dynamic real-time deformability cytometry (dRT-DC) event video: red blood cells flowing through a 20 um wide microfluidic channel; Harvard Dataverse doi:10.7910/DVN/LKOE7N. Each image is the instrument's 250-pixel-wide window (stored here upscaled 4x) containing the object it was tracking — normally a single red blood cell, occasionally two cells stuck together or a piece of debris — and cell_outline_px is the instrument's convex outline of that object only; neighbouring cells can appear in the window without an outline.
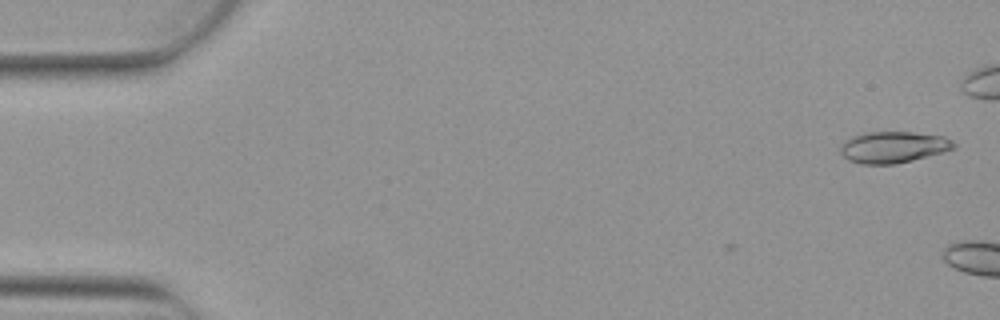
{"species": "Egyptian fruit bat (a non-hibernating species)", "species_latin": "Rousettus aegyptiacus", "temperature_condition": "warm", "stored_images_in_passage": 2, "camera_frame_rate_fps": 3000, "um_per_image_px": 0.085, "animal": {"sex": "female"}, "frame": {"image": 1, "passage_image": 2, "time_ms": 0.333, "image_size_px": [1000, 320], "cell_outline_px": [[956, 144], [952, 148], [944, 152], [896, 164], [860, 164], [848, 160], [840, 152], [840, 148], [844, 140], [852, 136], [864, 132], [912, 132], [944, 136], [952, 140]], "centroid_in_image_um": [75.9, 12.5], "position_along_channel_um": 9.1, "area_um2": 20.81}}